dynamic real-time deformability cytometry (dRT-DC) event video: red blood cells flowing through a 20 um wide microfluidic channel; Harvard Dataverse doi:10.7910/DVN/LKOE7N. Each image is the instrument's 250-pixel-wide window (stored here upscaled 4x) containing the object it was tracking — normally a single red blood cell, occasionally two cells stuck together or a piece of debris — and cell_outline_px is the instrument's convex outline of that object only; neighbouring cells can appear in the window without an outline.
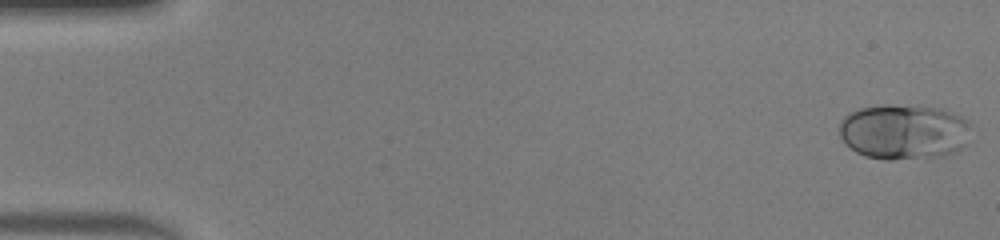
{"species": "human", "species_latin": "Homo sapiens", "temperature_condition": "warm", "stored_images_in_passage": 48, "camera_frame_rate_fps": 3000, "um_per_image_px": 0.085, "donor": {"sex": "male"}, "frame": {"image": 1, "passage_image": 1, "time_ms": 0.0, "image_size_px": [1000, 240], "cell_outline_px": [[972, 124], [968, 144], [956, 152], [940, 156], [892, 160], [884, 160], [864, 156], [856, 152], [844, 144], [840, 136], [840, 120], [848, 112], [860, 108], [884, 104], [888, 104], [940, 108], [952, 112], [972, 120]], "centroid_in_image_um": [76.86, 11.2], "position_along_channel_um": 8.1, "area_um2": 43.41}}
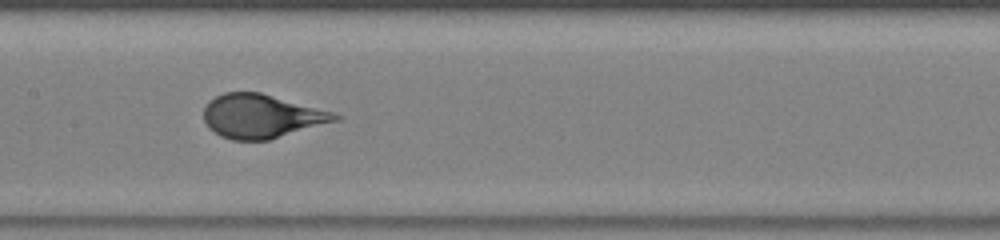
{"frame": {"image": 2, "passage_image": 24, "time_ms": 7.667, "image_size_px": [1000, 240], "cell_outline_px": [[344, 116], [340, 120], [268, 140], [232, 140], [220, 136], [208, 128], [204, 120], [204, 108], [208, 100], [224, 92], [260, 92], [336, 112]], "centroid_in_image_um": [22.25, 9.87], "position_along_channel_um": 185.1, "area_um2": 33.81}}
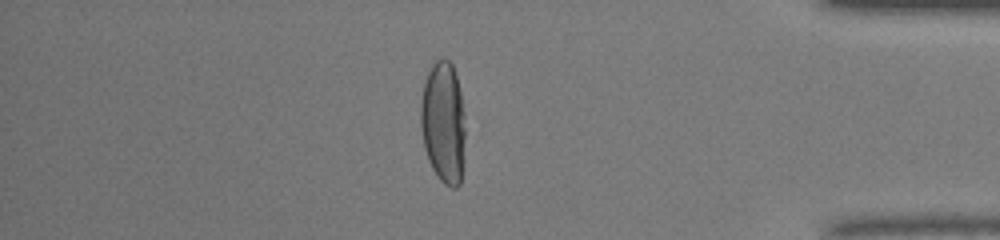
{"frame": {"image": 3, "passage_image": 41, "time_ms": 13.333, "image_size_px": [1000, 240], "cell_outline_px": [[464, 160], [460, 184], [456, 188], [452, 188], [444, 184], [440, 180], [432, 168], [428, 160], [424, 148], [420, 128], [420, 104], [424, 84], [428, 72], [432, 64], [436, 60], [444, 56], [452, 64], [456, 76], [460, 92], [464, 112]], "centroid_in_image_um": [37.68, 10.43], "position_along_channel_um": 397.5, "area_um2": 32.08}}